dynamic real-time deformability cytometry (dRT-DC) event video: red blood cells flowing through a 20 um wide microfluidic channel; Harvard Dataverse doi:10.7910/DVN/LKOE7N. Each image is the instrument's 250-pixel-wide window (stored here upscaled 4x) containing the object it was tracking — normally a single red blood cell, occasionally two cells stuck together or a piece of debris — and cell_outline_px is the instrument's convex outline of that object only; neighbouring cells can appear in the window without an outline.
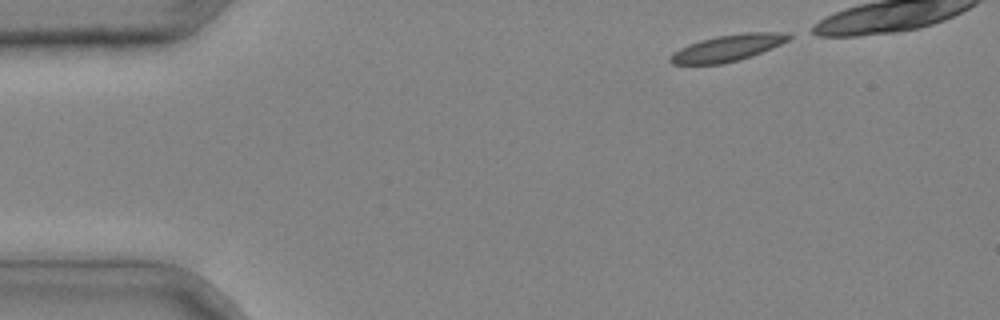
{"species": "common noctule bat (a hibernating species)", "species_latin": "Nyctalus noctula", "temperature_condition": "cold", "stored_images_in_passage": 20, "camera_frame_rate_fps": 3000, "um_per_image_px": 0.085, "animal": {"sex": "male", "body_mass_g": 20.4}, "frame": {"image": 1, "passage_image": 1, "time_ms": 0.0, "image_size_px": [1000, 320], "cell_outline_px": [[792, 36], [788, 40], [772, 48], [752, 56], [720, 64], [672, 64], [668, 60], [668, 56], [672, 52], [688, 44], [700, 40], [720, 36], [744, 32], [788, 32]], "centroid_in_image_um": [61.83, 4.07], "position_along_channel_um": 23.2, "area_um2": 18.26}}
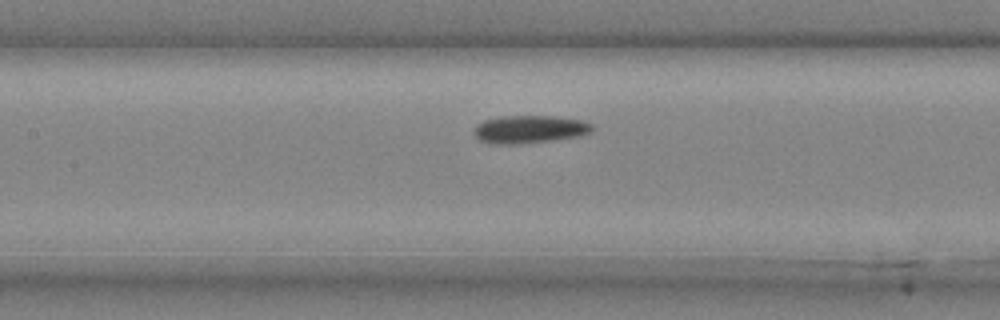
{"frame": {"image": 2, "passage_image": 15, "time_ms": 4.667, "image_size_px": [1000, 320], "cell_outline_px": [[592, 132], [576, 136], [548, 140], [512, 144], [500, 144], [480, 140], [476, 136], [476, 128], [484, 120], [504, 116], [552, 116], [584, 120], [592, 124]], "centroid_in_image_um": [45.06, 10.97], "position_along_channel_um": 162.3, "area_um2": 18.55}}
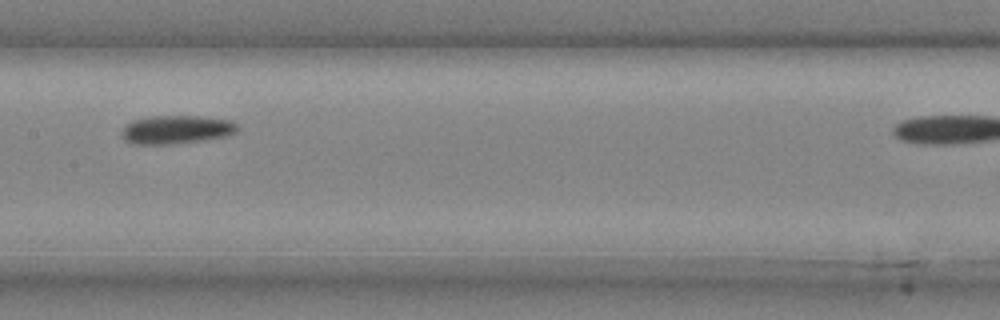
{"frame": {"image": 3, "passage_image": 17, "time_ms": 5.333, "image_size_px": [1000, 320], "cell_outline_px": [[240, 128], [236, 132], [228, 136], [204, 140], [168, 144], [136, 144], [124, 140], [120, 136], [120, 132], [132, 120], [148, 116], [196, 116], [232, 120]], "centroid_in_image_um": [15.0, 11.01], "position_along_channel_um": 192.4, "area_um2": 19.31}}